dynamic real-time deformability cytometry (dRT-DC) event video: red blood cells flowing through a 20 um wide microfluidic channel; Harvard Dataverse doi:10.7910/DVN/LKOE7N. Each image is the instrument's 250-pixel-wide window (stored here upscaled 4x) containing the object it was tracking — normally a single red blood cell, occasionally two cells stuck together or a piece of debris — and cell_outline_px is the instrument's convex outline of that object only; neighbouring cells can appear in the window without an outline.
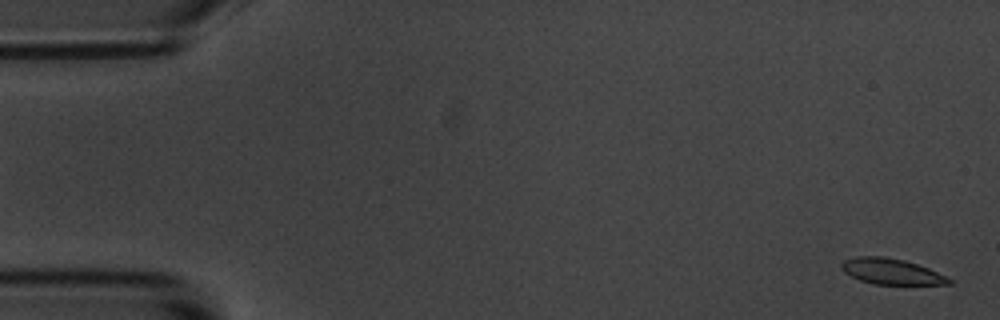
{"species": "common noctule bat (a hibernating species)", "species_latin": "Nyctalus noctula", "temperature_condition": "room temperature", "stored_images_in_passage": 3, "segment_of_instrument_passage": [2, 2], "camera_frame_rate_fps": 3000, "um_per_image_px": 0.085, "animal": {"sex": "male", "body_mass_g": 20.1, "forearm_length_mm": 53.5}, "frame": {"image": 1, "passage_image": 3, "time_ms": 3.333, "image_size_px": [1000, 320], "cell_outline_px": [[952, 284], [872, 284], [860, 280], [844, 272], [840, 268], [840, 264], [844, 260], [856, 256], [884, 256], [904, 260], [928, 268], [952, 280]], "centroid_in_image_um": [75.71, 23.07], "position_along_channel_um": 9.3, "area_um2": 16.01}}